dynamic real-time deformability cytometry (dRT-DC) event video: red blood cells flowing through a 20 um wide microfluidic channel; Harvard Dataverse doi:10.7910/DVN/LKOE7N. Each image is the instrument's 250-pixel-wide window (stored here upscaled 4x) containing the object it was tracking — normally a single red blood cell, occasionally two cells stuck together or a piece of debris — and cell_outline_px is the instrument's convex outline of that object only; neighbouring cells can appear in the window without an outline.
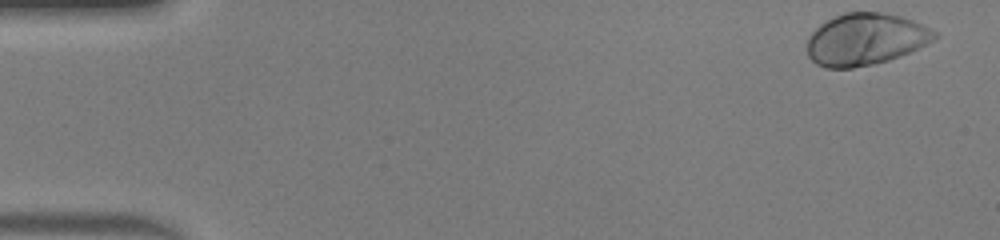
{"species": "human", "species_latin": "Homo sapiens", "temperature_condition": "warm", "stored_images_in_passage": 46, "camera_frame_rate_fps": 3000, "um_per_image_px": 0.085, "donor": {"sex": "male"}, "frame": {"image": 1, "passage_image": 1, "time_ms": 0.0, "image_size_px": [1000, 240], "cell_outline_px": [[940, 36], [900, 56], [888, 60], [872, 64], [852, 68], [824, 68], [816, 64], [808, 56], [808, 36], [820, 24], [844, 12], [880, 12], [900, 16], [912, 20], [936, 32]], "centroid_in_image_um": [73.53, 3.34], "position_along_channel_um": 11.5, "area_um2": 38.15}}
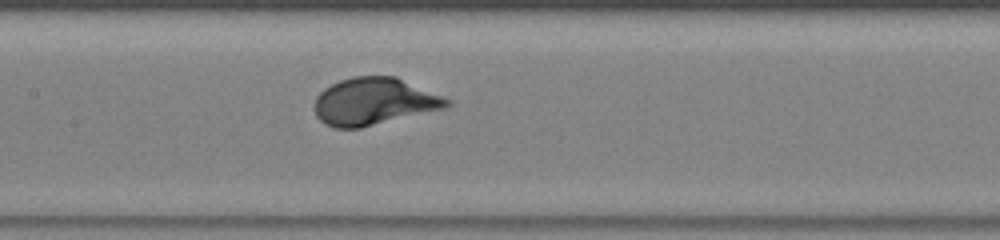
{"frame": {"image": 2, "passage_image": 22, "time_ms": 7.0, "image_size_px": [1000, 240], "cell_outline_px": [[452, 104], [448, 108], [360, 128], [336, 128], [324, 124], [316, 116], [312, 108], [316, 96], [324, 88], [340, 80], [352, 76], [396, 76], [452, 100]], "centroid_in_image_um": [31.79, 8.63], "position_along_channel_um": 175.6, "area_um2": 36.88}}
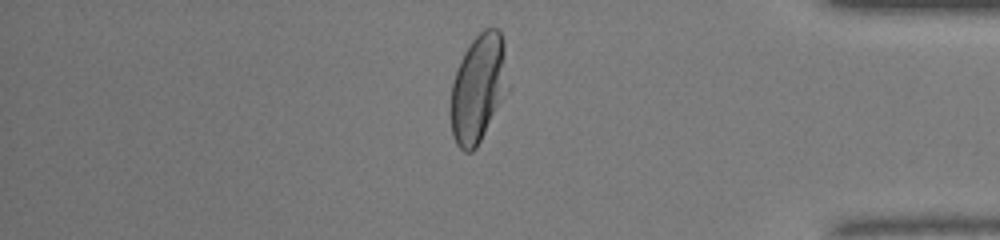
{"frame": {"image": 3, "passage_image": 39, "time_ms": 12.667, "image_size_px": [1000, 240], "cell_outline_px": [[508, 92], [476, 148], [472, 152], [464, 152], [456, 144], [452, 132], [448, 112], [452, 84], [460, 60], [464, 52], [472, 40], [484, 28], [496, 28], [500, 32], [504, 44], [508, 88]], "centroid_in_image_um": [40.63, 7.54], "position_along_channel_um": 394.6, "area_um2": 36.41}, "authors_computed_cell_mechanics": {"area_um2": 36.6452, "velocity_mm_per_s": 4.3406, "shape_relaxation_time_tau1_ms": 2.2025, "shape_relaxation_time_tau2_ms": null, "deformation_change_tau1": 0.1743, "deformation_change_tau2": null}}